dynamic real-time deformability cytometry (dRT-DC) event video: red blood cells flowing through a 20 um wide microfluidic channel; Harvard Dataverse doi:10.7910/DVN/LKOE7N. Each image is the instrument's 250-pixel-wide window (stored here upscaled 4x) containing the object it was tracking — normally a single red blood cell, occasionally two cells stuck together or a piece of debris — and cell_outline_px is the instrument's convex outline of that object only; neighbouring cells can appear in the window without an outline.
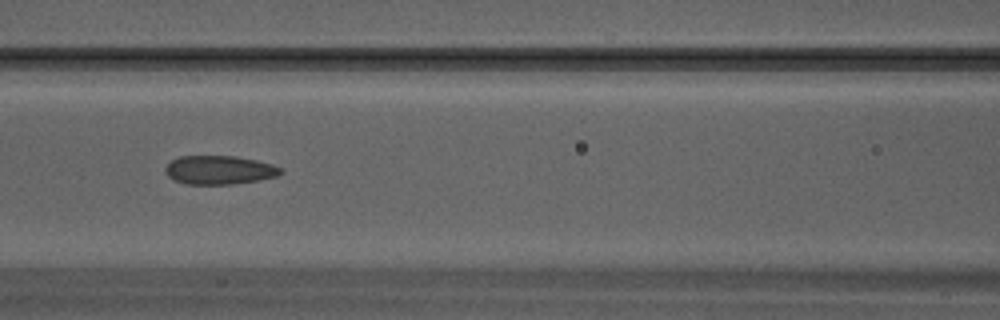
{"species": "Egyptian fruit bat (a non-hibernating species)", "species_latin": "Rousettus aegyptiacus", "temperature_condition": "warm", "stored_images_in_passage": 25, "camera_frame_rate_fps": 3000, "um_per_image_px": 0.085, "animal": {"sex": "male"}, "frame": {"image": 1, "passage_image": 7, "time_ms": 2.0, "image_size_px": [1000, 320], "cell_outline_px": [[284, 172], [276, 176], [256, 180], [232, 184], [184, 184], [168, 176], [164, 168], [172, 160], [180, 156], [236, 156], [256, 160], [272, 164], [280, 168]], "centroid_in_image_um": [18.63, 14.44], "position_along_channel_um": 148.0, "area_um2": 19.13}}
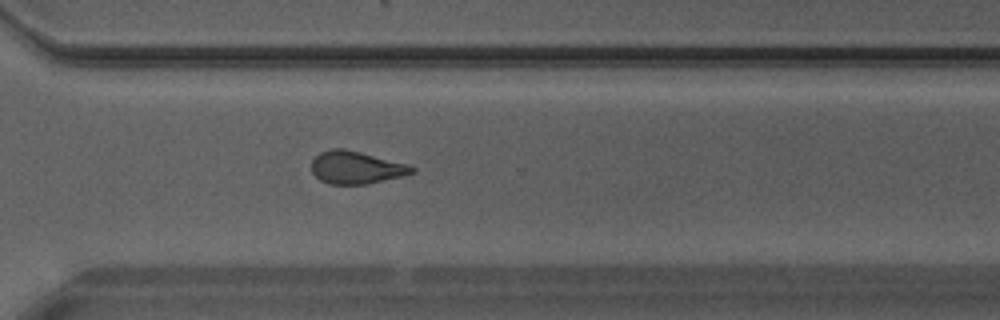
{"frame": {"image": 2, "passage_image": 16, "time_ms": 5.0, "image_size_px": [1000, 320], "cell_outline_px": [[416, 172], [404, 176], [368, 184], [328, 184], [320, 180], [312, 172], [312, 160], [320, 152], [332, 148], [340, 148], [360, 152], [408, 164], [416, 168]], "centroid_in_image_um": [30.29, 14.25], "position_along_channel_um": 340.3, "area_um2": 19.13}}
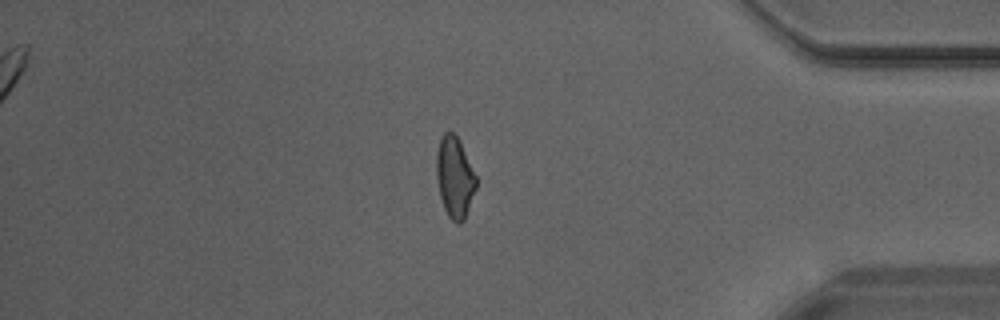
{"frame": {"image": 3, "passage_image": 20, "time_ms": 6.333, "image_size_px": [1000, 320], "cell_outline_px": [[476, 188], [464, 220], [460, 224], [456, 224], [448, 216], [444, 208], [440, 196], [436, 176], [436, 152], [440, 140], [444, 132], [452, 132], [456, 136], [476, 176]], "centroid_in_image_um": [38.63, 15.11], "position_along_channel_um": 396.6, "area_um2": 18.44}}